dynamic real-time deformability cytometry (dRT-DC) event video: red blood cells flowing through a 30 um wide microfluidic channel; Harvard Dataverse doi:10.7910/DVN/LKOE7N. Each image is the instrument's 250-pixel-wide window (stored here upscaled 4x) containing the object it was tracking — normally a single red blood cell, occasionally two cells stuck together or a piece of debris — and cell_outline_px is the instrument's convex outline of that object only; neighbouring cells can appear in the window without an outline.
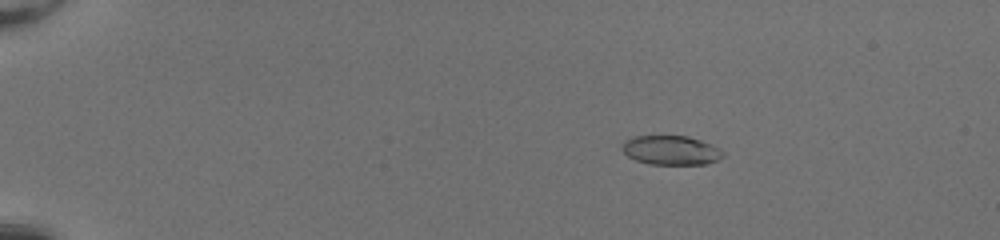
{"species": "common noctule bat (a hibernating species)", "species_latin": "Nyctalus noctula", "temperature_condition": "room temperature", "stored_images_in_passage": 53, "camera_frame_rate_fps": 3000, "um_per_image_px": 0.085, "animal": {"sex": "female", "body_mass_g": 20.0, "forearm_length_mm": 54.0}, "frame": {"image": 1, "passage_image": 11, "time_ms": 3.333, "image_size_px": [1000, 240], "cell_outline_px": [[724, 156], [716, 160], [704, 164], [648, 164], [636, 160], [628, 156], [620, 148], [624, 140], [632, 136], [688, 136], [712, 144], [720, 148], [724, 152]], "centroid_in_image_um": [57.01, 12.76], "position_along_channel_um": 28.0, "area_um2": 17.28}}
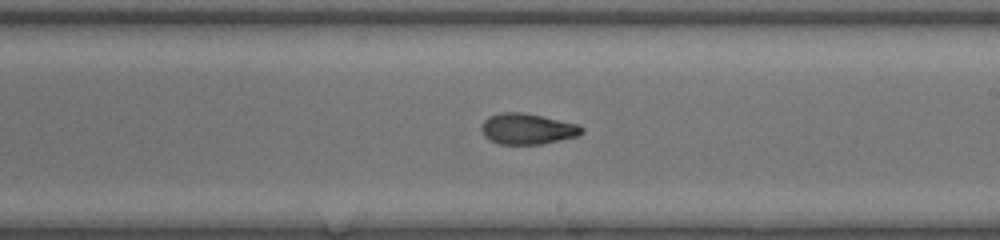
{"frame": {"image": 2, "passage_image": 34, "time_ms": 11.0, "image_size_px": [1000, 240], "cell_outline_px": [[584, 132], [580, 136], [540, 144], [500, 144], [488, 140], [484, 136], [480, 128], [484, 120], [488, 116], [500, 112], [524, 112], [580, 124], [584, 128]], "centroid_in_image_um": [44.84, 10.95], "position_along_channel_um": 244.2, "area_um2": 18.38}}
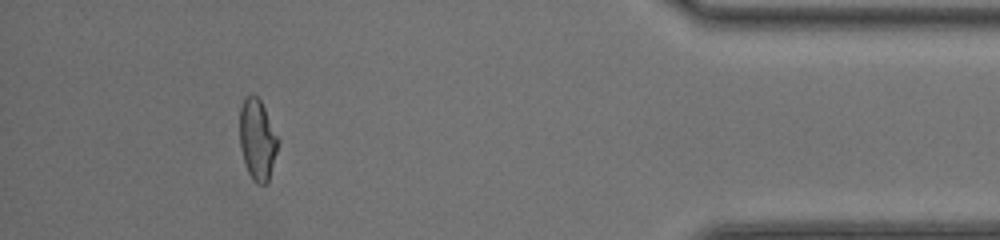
{"frame": {"image": 3, "passage_image": 49, "time_ms": 16.0, "image_size_px": [1000, 240], "cell_outline_px": [[280, 140], [268, 180], [264, 184], [256, 184], [252, 180], [244, 164], [240, 148], [240, 108], [244, 96], [256, 96], [260, 100]], "centroid_in_image_um": [21.86, 11.88], "position_along_channel_um": 413.3, "area_um2": 18.03}, "authors_computed_cell_mechanics": {"area_um2": 18.2648, "velocity_mm_per_s": 4.2496, "shape_relaxation_time_tau1_ms": null, "shape_relaxation_time_tau2_ms": 1.6973, "deformation_change_tau1": null, "deformation_change_tau2": 0.0695}}